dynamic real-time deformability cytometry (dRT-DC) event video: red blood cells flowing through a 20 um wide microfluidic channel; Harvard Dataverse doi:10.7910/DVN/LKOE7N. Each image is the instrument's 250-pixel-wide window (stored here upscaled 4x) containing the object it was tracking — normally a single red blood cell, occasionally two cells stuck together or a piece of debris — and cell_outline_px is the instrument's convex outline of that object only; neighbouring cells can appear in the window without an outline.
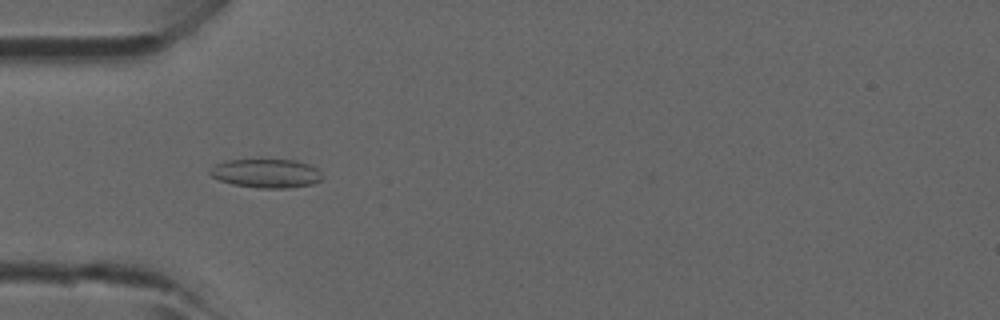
{"species": "common noctule bat (a hibernating species)", "species_latin": "Nyctalus noctula", "temperature_condition": "room temperature", "stored_images_in_passage": 46, "camera_frame_rate_fps": 3000, "um_per_image_px": 0.085, "animal": {"sex": "male", "forearm_length_mm": 52.5}, "frame": {"image": 1, "passage_image": 14, "time_ms": 4.333, "image_size_px": [1000, 320], "cell_outline_px": [[324, 176], [320, 180], [312, 184], [288, 188], [260, 188], [232, 184], [220, 180], [212, 176], [208, 172], [208, 168], [216, 164], [228, 160], [296, 160], [308, 164], [316, 168]], "centroid_in_image_um": [22.62, 14.74], "position_along_channel_um": 62.4, "area_um2": 18.84}}
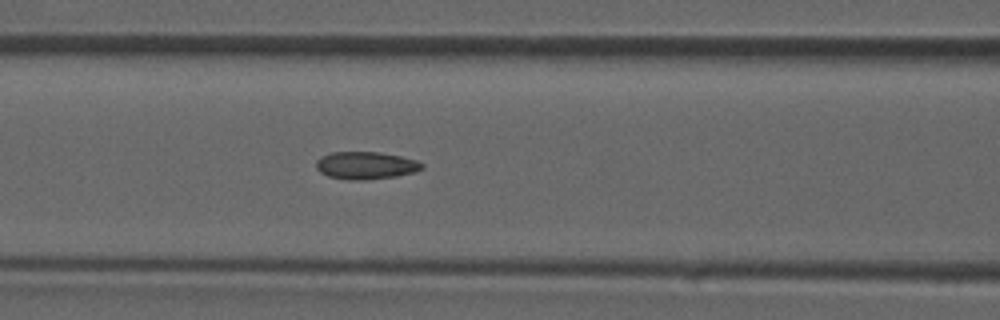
{"frame": {"image": 2, "passage_image": 19, "time_ms": 6.0, "image_size_px": [1000, 320], "cell_outline_px": [[424, 168], [416, 172], [396, 176], [368, 180], [352, 180], [328, 176], [320, 172], [316, 168], [316, 160], [320, 156], [332, 152], [380, 152], [400, 156], [416, 160], [424, 164]], "centroid_in_image_um": [31.1, 14.06], "position_along_channel_um": 135.5, "area_um2": 17.11}}
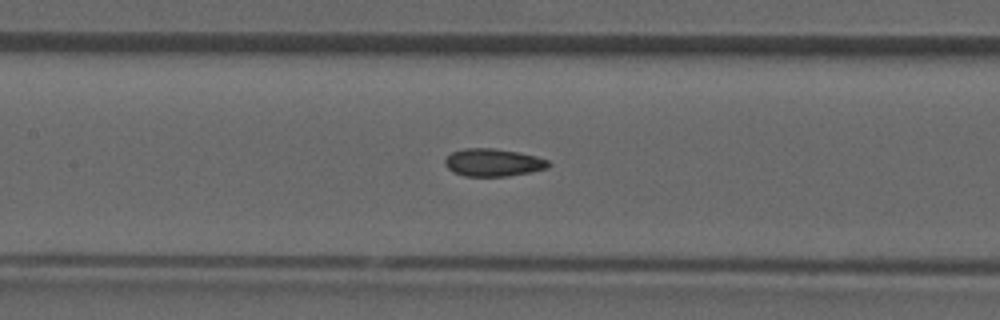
{"frame": {"image": 3, "passage_image": 21, "time_ms": 6.667, "image_size_px": [1000, 320], "cell_outline_px": [[552, 164], [548, 168], [508, 176], [464, 176], [452, 172], [444, 164], [444, 160], [452, 152], [464, 148], [492, 148], [520, 152], [536, 156], [548, 160]], "centroid_in_image_um": [41.91, 13.81], "position_along_channel_um": 165.5, "area_um2": 16.76}}